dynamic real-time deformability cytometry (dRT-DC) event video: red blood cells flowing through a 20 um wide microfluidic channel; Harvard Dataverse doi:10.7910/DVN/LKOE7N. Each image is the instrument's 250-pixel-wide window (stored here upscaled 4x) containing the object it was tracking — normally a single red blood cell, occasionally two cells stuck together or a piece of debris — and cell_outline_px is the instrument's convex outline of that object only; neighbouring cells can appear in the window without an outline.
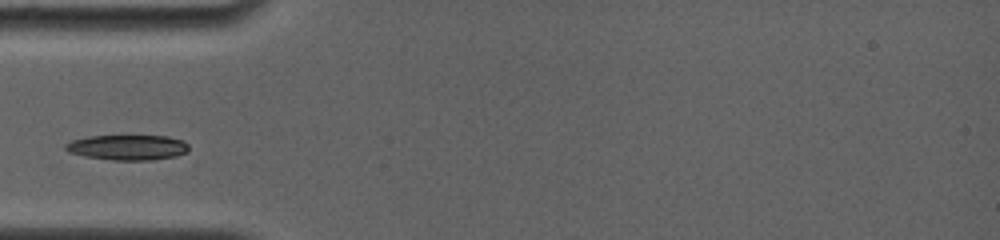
{"species": "common noctule bat (a hibernating species)", "species_latin": "Nyctalus noctula", "temperature_condition": "room temperature", "stored_images_in_passage": 17, "camera_frame_rate_fps": 4000, "um_per_image_px": 0.085, "animal": {"sex": "female", "body_mass_g": 19.0, "forearm_length_mm": 56.7}, "frame": {"image": 1, "passage_image": 1, "time_ms": 0.0, "image_size_px": [1000, 240], "cell_outline_px": [[188, 152], [176, 156], [152, 160], [112, 160], [84, 156], [68, 152], [64, 148], [64, 144], [72, 140], [88, 136], [168, 136], [184, 140], [188, 144]], "centroid_in_image_um": [10.85, 12.53], "position_along_channel_um": 74.1, "area_um2": 18.26}}
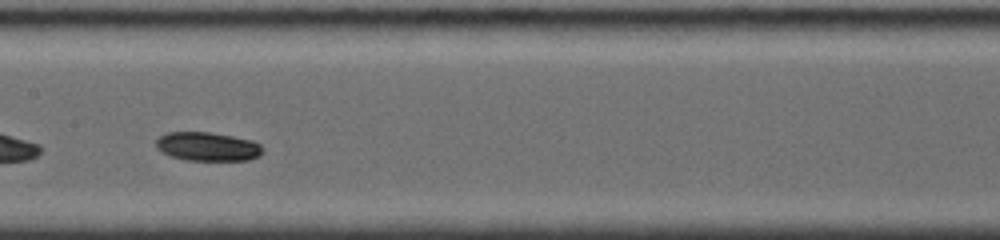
{"frame": {"image": 2, "passage_image": 8, "time_ms": 1.75, "image_size_px": [1000, 240], "cell_outline_px": [[264, 152], [260, 156], [248, 160], [184, 160], [172, 156], [156, 148], [156, 140], [160, 136], [168, 132], [212, 132], [252, 140], [260, 144], [264, 148]], "centroid_in_image_um": [17.69, 12.45], "position_along_channel_um": 189.7, "area_um2": 17.98}}